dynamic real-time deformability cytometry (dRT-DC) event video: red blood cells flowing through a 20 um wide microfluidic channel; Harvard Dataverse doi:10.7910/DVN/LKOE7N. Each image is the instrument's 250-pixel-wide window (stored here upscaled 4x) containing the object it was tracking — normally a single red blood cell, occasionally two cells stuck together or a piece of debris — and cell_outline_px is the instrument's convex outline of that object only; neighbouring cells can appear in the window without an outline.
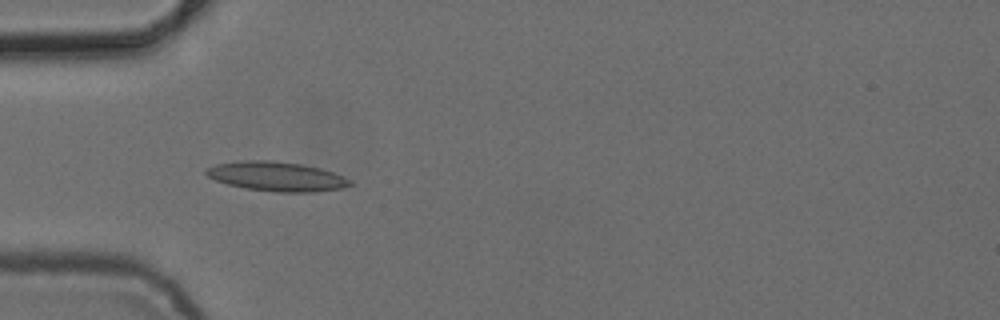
{"species": "common noctule bat (a hibernating species)", "species_latin": "Nyctalus noctula", "temperature_condition": "cold", "stored_images_in_passage": 4, "camera_frame_rate_fps": 3000, "um_per_image_px": 0.085, "animal": {"sex": "female", "body_mass_g": 24.6, "forearm_length_mm": 56.2}, "frame": {"image": 1, "passage_image": 3, "time_ms": 2.333, "image_size_px": [1000, 320], "cell_outline_px": [[352, 184], [340, 188], [316, 192], [276, 192], [244, 188], [228, 184], [216, 180], [208, 176], [204, 172], [208, 168], [216, 164], [240, 160], [272, 160], [300, 164], [320, 168], [332, 172], [352, 180]], "centroid_in_image_um": [23.5, 14.99], "position_along_channel_um": 61.5, "area_um2": 24.57}}
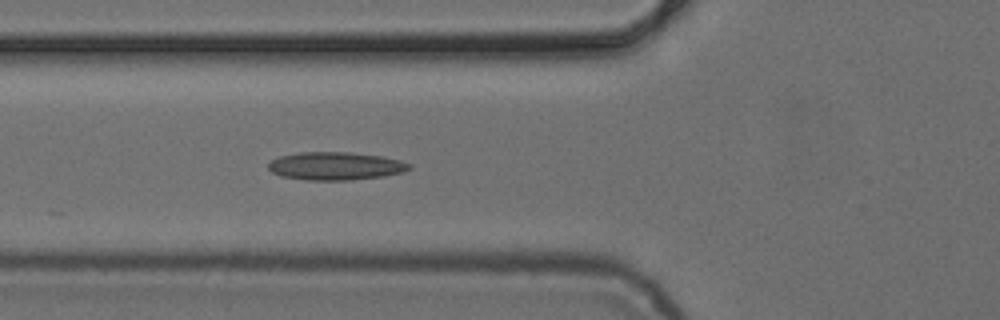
{"frame": {"image": 2, "passage_image": 4, "time_ms": 3.333, "image_size_px": [1000, 320], "cell_outline_px": [[412, 168], [404, 172], [384, 176], [348, 180], [308, 180], [280, 176], [272, 172], [268, 168], [268, 164], [272, 160], [280, 156], [300, 152], [348, 152], [380, 156], [400, 160], [412, 164]], "centroid_in_image_um": [28.54, 14.11], "position_along_channel_um": 97.3, "area_um2": 23.0}}